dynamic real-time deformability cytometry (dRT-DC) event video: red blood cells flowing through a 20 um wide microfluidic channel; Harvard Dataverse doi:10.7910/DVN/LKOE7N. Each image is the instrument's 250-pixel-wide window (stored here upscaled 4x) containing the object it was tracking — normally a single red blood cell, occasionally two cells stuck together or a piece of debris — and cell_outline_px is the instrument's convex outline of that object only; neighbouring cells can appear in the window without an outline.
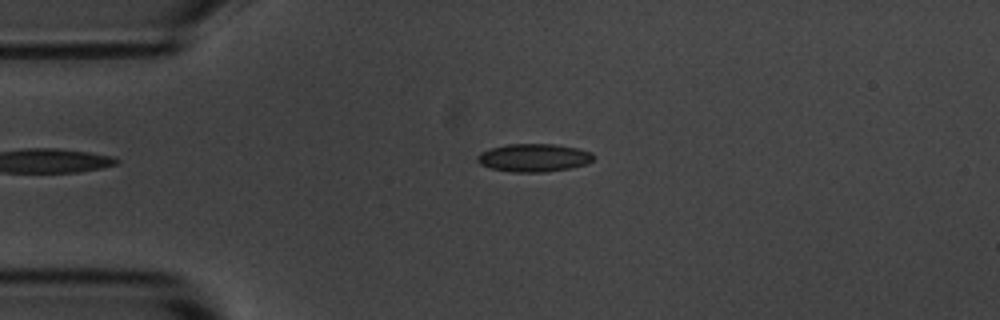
{"species": "common noctule bat (a hibernating species)", "species_latin": "Nyctalus noctula", "temperature_condition": "room temperature", "stored_images_in_passage": 3, "camera_frame_rate_fps": 3000, "um_per_image_px": 0.085, "animal": {"sex": "male", "body_mass_g": 20.1, "forearm_length_mm": 53.5}, "frame": {"image": 1, "passage_image": 3, "time_ms": 3.333, "image_size_px": [1000, 320], "cell_outline_px": [[592, 160], [584, 164], [572, 168], [544, 172], [512, 172], [492, 168], [480, 164], [476, 160], [476, 156], [480, 152], [492, 148], [508, 144], [556, 144], [576, 148], [592, 152]], "centroid_in_image_um": [45.35, 13.41], "position_along_channel_um": 39.7, "area_um2": 18.84}}